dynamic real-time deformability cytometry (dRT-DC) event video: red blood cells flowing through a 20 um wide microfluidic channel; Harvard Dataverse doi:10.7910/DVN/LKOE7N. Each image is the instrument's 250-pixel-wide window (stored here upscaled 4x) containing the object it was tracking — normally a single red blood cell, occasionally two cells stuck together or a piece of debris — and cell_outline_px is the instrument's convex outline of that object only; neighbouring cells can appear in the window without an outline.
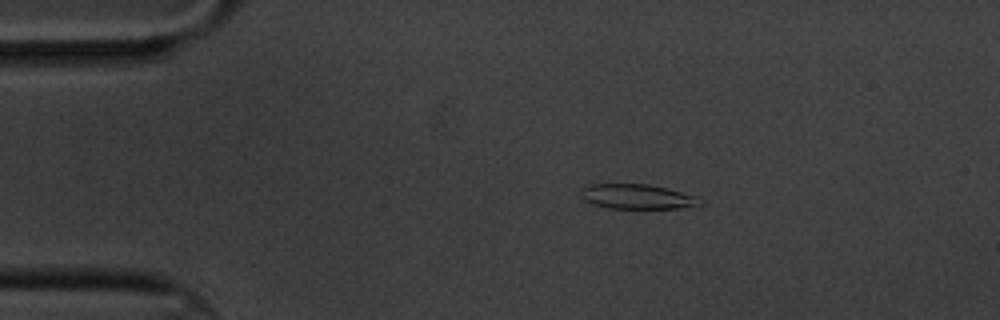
{"species": "common noctule bat (a hibernating species)", "species_latin": "Nyctalus noctula", "temperature_condition": "cold", "stored_images_in_passage": 50, "camera_frame_rate_fps": 3000, "um_per_image_px": 0.085, "animal": {"sex": "male", "body_mass_g": 20.1, "forearm_length_mm": 53.5}, "frame": {"image": 1, "passage_image": 1, "time_ms": 0.0, "image_size_px": [1000, 320], "cell_outline_px": [[704, 204], [680, 208], [608, 208], [592, 204], [584, 200], [580, 196], [580, 188], [588, 184], [648, 184], [696, 196], [704, 200]], "centroid_in_image_um": [54.12, 16.71], "position_along_channel_um": 30.9, "area_um2": 17.28}}
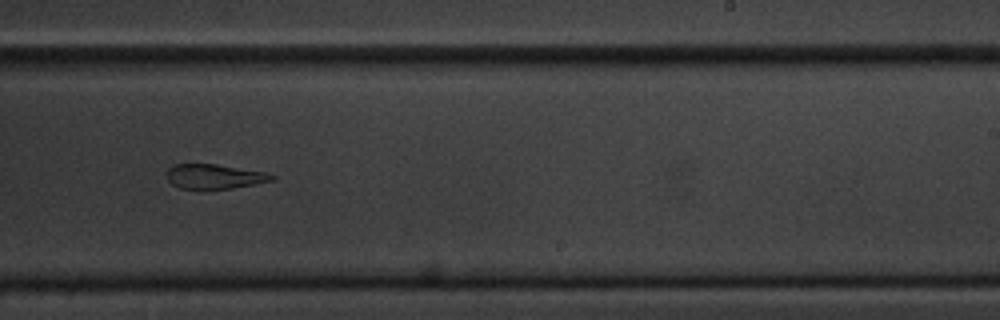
{"frame": {"image": 2, "passage_image": 27, "time_ms": 8.667, "image_size_px": [1000, 320], "cell_outline_px": [[276, 180], [232, 188], [180, 188], [172, 184], [168, 180], [168, 168], [172, 164], [216, 164], [264, 172], [276, 176]], "centroid_in_image_um": [18.24, 14.99], "position_along_channel_um": 270.8, "area_um2": 14.85}}
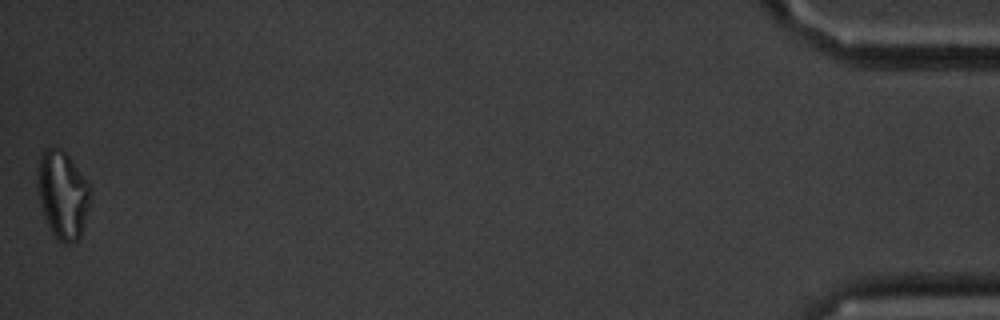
{"frame": {"image": 3, "passage_image": 50, "time_ms": 16.333, "image_size_px": [1000, 320], "cell_outline_px": [[88, 208], [80, 236], [72, 244], [64, 244], [52, 232], [44, 216], [40, 204], [40, 156], [48, 148], [60, 148], [68, 156], [88, 184]], "centroid_in_image_um": [5.34, 16.6], "position_along_channel_um": 429.9, "area_um2": 25.49}, "authors_computed_cell_mechanics": {"area_um2": 17.2533, "velocity_mm_per_s": 3.3035, "shape_relaxation_time_tau1_ms": 8.5314, "shape_relaxation_time_tau2_ms": 6.9282, "deformation_change_tau1": 0.2327, "deformation_change_tau2": 0.192}}